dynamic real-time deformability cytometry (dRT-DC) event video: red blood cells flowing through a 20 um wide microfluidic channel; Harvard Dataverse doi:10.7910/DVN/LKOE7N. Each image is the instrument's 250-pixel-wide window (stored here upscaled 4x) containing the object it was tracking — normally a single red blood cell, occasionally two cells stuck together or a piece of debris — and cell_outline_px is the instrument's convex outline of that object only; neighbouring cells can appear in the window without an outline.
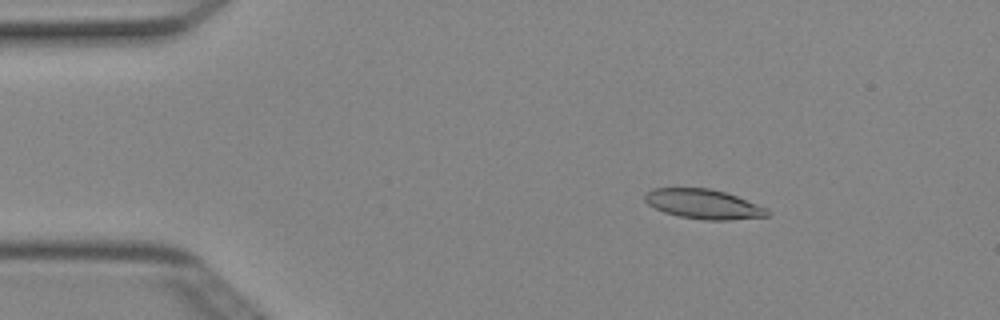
{"species": "Egyptian fruit bat (a non-hibernating species)", "species_latin": "Rousettus aegyptiacus", "temperature_condition": "cold", "stored_images_in_passage": 4, "camera_frame_rate_fps": 3000, "um_per_image_px": 0.085, "animal": {"sex": "female"}, "frame": {"image": 1, "passage_image": 3, "time_ms": 0.667, "image_size_px": [1000, 320], "cell_outline_px": [[772, 212], [768, 216], [732, 220], [704, 220], [680, 216], [664, 212], [648, 204], [644, 200], [644, 192], [652, 188], [708, 188], [724, 192], [736, 196], [768, 208]], "centroid_in_image_um": [59.8, 17.35], "position_along_channel_um": 25.2, "area_um2": 21.21}}